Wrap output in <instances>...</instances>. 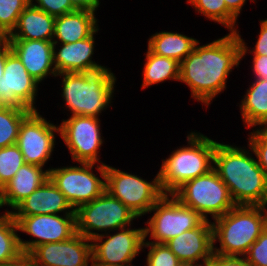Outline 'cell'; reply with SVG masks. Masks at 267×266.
<instances>
[{"instance_id":"obj_1","label":"cell","mask_w":267,"mask_h":266,"mask_svg":"<svg viewBox=\"0 0 267 266\" xmlns=\"http://www.w3.org/2000/svg\"><path fill=\"white\" fill-rule=\"evenodd\" d=\"M200 44L199 40L180 63L179 82L190 88L192 100L208 108L226 90L229 74L239 67L242 45L235 32Z\"/></svg>"},{"instance_id":"obj_2","label":"cell","mask_w":267,"mask_h":266,"mask_svg":"<svg viewBox=\"0 0 267 266\" xmlns=\"http://www.w3.org/2000/svg\"><path fill=\"white\" fill-rule=\"evenodd\" d=\"M235 205L267 207V175L252 148L217 142L214 166Z\"/></svg>"},{"instance_id":"obj_3","label":"cell","mask_w":267,"mask_h":266,"mask_svg":"<svg viewBox=\"0 0 267 266\" xmlns=\"http://www.w3.org/2000/svg\"><path fill=\"white\" fill-rule=\"evenodd\" d=\"M56 77L61 79V97L64 110L71 115L99 118L107 108L111 109L114 98L117 77L111 68L101 66L96 69L58 73Z\"/></svg>"},{"instance_id":"obj_4","label":"cell","mask_w":267,"mask_h":266,"mask_svg":"<svg viewBox=\"0 0 267 266\" xmlns=\"http://www.w3.org/2000/svg\"><path fill=\"white\" fill-rule=\"evenodd\" d=\"M187 145L180 146L162 159L159 168L160 187L164 194H173L185 182L208 173L214 166L218 141L197 132H188Z\"/></svg>"},{"instance_id":"obj_5","label":"cell","mask_w":267,"mask_h":266,"mask_svg":"<svg viewBox=\"0 0 267 266\" xmlns=\"http://www.w3.org/2000/svg\"><path fill=\"white\" fill-rule=\"evenodd\" d=\"M213 253L244 256L267 227L266 206L236 205L212 221ZM219 243L215 246L216 243Z\"/></svg>"},{"instance_id":"obj_6","label":"cell","mask_w":267,"mask_h":266,"mask_svg":"<svg viewBox=\"0 0 267 266\" xmlns=\"http://www.w3.org/2000/svg\"><path fill=\"white\" fill-rule=\"evenodd\" d=\"M71 163L74 165L51 167L49 179L64 194L73 209L77 210L81 205L91 202L105 191L106 165Z\"/></svg>"},{"instance_id":"obj_7","label":"cell","mask_w":267,"mask_h":266,"mask_svg":"<svg viewBox=\"0 0 267 266\" xmlns=\"http://www.w3.org/2000/svg\"><path fill=\"white\" fill-rule=\"evenodd\" d=\"M172 195L208 221L223 216L236 206L227 186L214 168L185 182Z\"/></svg>"},{"instance_id":"obj_8","label":"cell","mask_w":267,"mask_h":266,"mask_svg":"<svg viewBox=\"0 0 267 266\" xmlns=\"http://www.w3.org/2000/svg\"><path fill=\"white\" fill-rule=\"evenodd\" d=\"M151 213L144 222L147 242L166 244L184 231L199 227L205 221L198 212L182 204L172 194H164L149 210L148 214Z\"/></svg>"},{"instance_id":"obj_9","label":"cell","mask_w":267,"mask_h":266,"mask_svg":"<svg viewBox=\"0 0 267 266\" xmlns=\"http://www.w3.org/2000/svg\"><path fill=\"white\" fill-rule=\"evenodd\" d=\"M75 212L77 233L89 240L131 226L133 221L139 219L106 190L96 199L81 205Z\"/></svg>"},{"instance_id":"obj_10","label":"cell","mask_w":267,"mask_h":266,"mask_svg":"<svg viewBox=\"0 0 267 266\" xmlns=\"http://www.w3.org/2000/svg\"><path fill=\"white\" fill-rule=\"evenodd\" d=\"M147 181L134 173L106 164L105 190L120 200L138 218L146 216L149 210L164 195L160 187L159 173Z\"/></svg>"},{"instance_id":"obj_11","label":"cell","mask_w":267,"mask_h":266,"mask_svg":"<svg viewBox=\"0 0 267 266\" xmlns=\"http://www.w3.org/2000/svg\"><path fill=\"white\" fill-rule=\"evenodd\" d=\"M61 121L59 136L73 162L106 165L100 158V150L105 142L100 118L79 115L68 116Z\"/></svg>"},{"instance_id":"obj_12","label":"cell","mask_w":267,"mask_h":266,"mask_svg":"<svg viewBox=\"0 0 267 266\" xmlns=\"http://www.w3.org/2000/svg\"><path fill=\"white\" fill-rule=\"evenodd\" d=\"M32 111L21 123L16 145L19 147L25 163L45 167L55 151L56 137L59 136V124L52 123L40 114ZM58 134V135H57Z\"/></svg>"},{"instance_id":"obj_13","label":"cell","mask_w":267,"mask_h":266,"mask_svg":"<svg viewBox=\"0 0 267 266\" xmlns=\"http://www.w3.org/2000/svg\"><path fill=\"white\" fill-rule=\"evenodd\" d=\"M13 218L19 234L22 232L32 238L23 240L19 237L23 253H29L41 244L68 240L77 233L76 214H43Z\"/></svg>"},{"instance_id":"obj_14","label":"cell","mask_w":267,"mask_h":266,"mask_svg":"<svg viewBox=\"0 0 267 266\" xmlns=\"http://www.w3.org/2000/svg\"><path fill=\"white\" fill-rule=\"evenodd\" d=\"M128 226L95 237L92 241V258L113 266H135L133 260L141 254L145 239L144 226Z\"/></svg>"},{"instance_id":"obj_15","label":"cell","mask_w":267,"mask_h":266,"mask_svg":"<svg viewBox=\"0 0 267 266\" xmlns=\"http://www.w3.org/2000/svg\"><path fill=\"white\" fill-rule=\"evenodd\" d=\"M41 85L27 72L18 56L11 51L0 79V105L40 111L36 102Z\"/></svg>"},{"instance_id":"obj_16","label":"cell","mask_w":267,"mask_h":266,"mask_svg":"<svg viewBox=\"0 0 267 266\" xmlns=\"http://www.w3.org/2000/svg\"><path fill=\"white\" fill-rule=\"evenodd\" d=\"M28 254L36 266H89L92 241L76 233L62 242L38 245Z\"/></svg>"},{"instance_id":"obj_17","label":"cell","mask_w":267,"mask_h":266,"mask_svg":"<svg viewBox=\"0 0 267 266\" xmlns=\"http://www.w3.org/2000/svg\"><path fill=\"white\" fill-rule=\"evenodd\" d=\"M166 244L180 262L208 266L213 254L212 222L205 220L199 227L184 231Z\"/></svg>"},{"instance_id":"obj_18","label":"cell","mask_w":267,"mask_h":266,"mask_svg":"<svg viewBox=\"0 0 267 266\" xmlns=\"http://www.w3.org/2000/svg\"><path fill=\"white\" fill-rule=\"evenodd\" d=\"M100 26L87 38L72 43H53V64L58 73L88 71L103 66L95 62L96 37Z\"/></svg>"},{"instance_id":"obj_19","label":"cell","mask_w":267,"mask_h":266,"mask_svg":"<svg viewBox=\"0 0 267 266\" xmlns=\"http://www.w3.org/2000/svg\"><path fill=\"white\" fill-rule=\"evenodd\" d=\"M12 51L18 56L27 72L39 83L47 77L56 78L53 64V41L8 40Z\"/></svg>"},{"instance_id":"obj_20","label":"cell","mask_w":267,"mask_h":266,"mask_svg":"<svg viewBox=\"0 0 267 266\" xmlns=\"http://www.w3.org/2000/svg\"><path fill=\"white\" fill-rule=\"evenodd\" d=\"M12 216L76 214L64 194L48 179L12 211Z\"/></svg>"},{"instance_id":"obj_21","label":"cell","mask_w":267,"mask_h":266,"mask_svg":"<svg viewBox=\"0 0 267 266\" xmlns=\"http://www.w3.org/2000/svg\"><path fill=\"white\" fill-rule=\"evenodd\" d=\"M24 163L15 176L0 190V209L11 212L21 201L49 179V170Z\"/></svg>"},{"instance_id":"obj_22","label":"cell","mask_w":267,"mask_h":266,"mask_svg":"<svg viewBox=\"0 0 267 266\" xmlns=\"http://www.w3.org/2000/svg\"><path fill=\"white\" fill-rule=\"evenodd\" d=\"M55 19L56 17L29 4L6 39L53 41Z\"/></svg>"},{"instance_id":"obj_23","label":"cell","mask_w":267,"mask_h":266,"mask_svg":"<svg viewBox=\"0 0 267 266\" xmlns=\"http://www.w3.org/2000/svg\"><path fill=\"white\" fill-rule=\"evenodd\" d=\"M97 13L76 10L55 19L53 43H72L89 37L98 27Z\"/></svg>"},{"instance_id":"obj_24","label":"cell","mask_w":267,"mask_h":266,"mask_svg":"<svg viewBox=\"0 0 267 266\" xmlns=\"http://www.w3.org/2000/svg\"><path fill=\"white\" fill-rule=\"evenodd\" d=\"M239 104L244 127L267 126V79L254 78Z\"/></svg>"},{"instance_id":"obj_25","label":"cell","mask_w":267,"mask_h":266,"mask_svg":"<svg viewBox=\"0 0 267 266\" xmlns=\"http://www.w3.org/2000/svg\"><path fill=\"white\" fill-rule=\"evenodd\" d=\"M147 41V48L152 53L181 63L199 40L182 32L164 30L152 34Z\"/></svg>"},{"instance_id":"obj_26","label":"cell","mask_w":267,"mask_h":266,"mask_svg":"<svg viewBox=\"0 0 267 266\" xmlns=\"http://www.w3.org/2000/svg\"><path fill=\"white\" fill-rule=\"evenodd\" d=\"M145 55V63L142 71L141 89H147L155 84L166 81H178L180 77V63L169 57H162L152 53L148 48Z\"/></svg>"},{"instance_id":"obj_27","label":"cell","mask_w":267,"mask_h":266,"mask_svg":"<svg viewBox=\"0 0 267 266\" xmlns=\"http://www.w3.org/2000/svg\"><path fill=\"white\" fill-rule=\"evenodd\" d=\"M187 5L195 9L210 22L218 23L227 28L229 32H237L239 28L238 19L227 9L224 0H186Z\"/></svg>"},{"instance_id":"obj_28","label":"cell","mask_w":267,"mask_h":266,"mask_svg":"<svg viewBox=\"0 0 267 266\" xmlns=\"http://www.w3.org/2000/svg\"><path fill=\"white\" fill-rule=\"evenodd\" d=\"M17 223L11 212L0 213V265L15 260L22 253Z\"/></svg>"},{"instance_id":"obj_29","label":"cell","mask_w":267,"mask_h":266,"mask_svg":"<svg viewBox=\"0 0 267 266\" xmlns=\"http://www.w3.org/2000/svg\"><path fill=\"white\" fill-rule=\"evenodd\" d=\"M31 112L27 108L0 105V148L16 144L20 125Z\"/></svg>"},{"instance_id":"obj_30","label":"cell","mask_w":267,"mask_h":266,"mask_svg":"<svg viewBox=\"0 0 267 266\" xmlns=\"http://www.w3.org/2000/svg\"><path fill=\"white\" fill-rule=\"evenodd\" d=\"M24 163L23 155L16 144L0 148V190L15 176Z\"/></svg>"},{"instance_id":"obj_31","label":"cell","mask_w":267,"mask_h":266,"mask_svg":"<svg viewBox=\"0 0 267 266\" xmlns=\"http://www.w3.org/2000/svg\"><path fill=\"white\" fill-rule=\"evenodd\" d=\"M30 0H0V35L6 38L15 28L18 17Z\"/></svg>"},{"instance_id":"obj_32","label":"cell","mask_w":267,"mask_h":266,"mask_svg":"<svg viewBox=\"0 0 267 266\" xmlns=\"http://www.w3.org/2000/svg\"><path fill=\"white\" fill-rule=\"evenodd\" d=\"M145 266H178L181 262L170 250L167 244L147 242L144 239L142 252L146 251Z\"/></svg>"},{"instance_id":"obj_33","label":"cell","mask_w":267,"mask_h":266,"mask_svg":"<svg viewBox=\"0 0 267 266\" xmlns=\"http://www.w3.org/2000/svg\"><path fill=\"white\" fill-rule=\"evenodd\" d=\"M248 132L247 143L252 148L258 165L267 175V126L251 129Z\"/></svg>"},{"instance_id":"obj_34","label":"cell","mask_w":267,"mask_h":266,"mask_svg":"<svg viewBox=\"0 0 267 266\" xmlns=\"http://www.w3.org/2000/svg\"><path fill=\"white\" fill-rule=\"evenodd\" d=\"M260 31L257 35L256 43L253 44L254 47H249L245 42V39L242 38L241 32L238 30L236 32L239 41L242 45V60L247 56L249 53L252 55H266L267 56V18L259 20ZM249 48V49H248ZM251 49V50H250ZM247 54V55H246Z\"/></svg>"},{"instance_id":"obj_35","label":"cell","mask_w":267,"mask_h":266,"mask_svg":"<svg viewBox=\"0 0 267 266\" xmlns=\"http://www.w3.org/2000/svg\"><path fill=\"white\" fill-rule=\"evenodd\" d=\"M251 266H267V227L244 255Z\"/></svg>"},{"instance_id":"obj_36","label":"cell","mask_w":267,"mask_h":266,"mask_svg":"<svg viewBox=\"0 0 267 266\" xmlns=\"http://www.w3.org/2000/svg\"><path fill=\"white\" fill-rule=\"evenodd\" d=\"M30 4L54 17L76 11L70 0H30Z\"/></svg>"},{"instance_id":"obj_37","label":"cell","mask_w":267,"mask_h":266,"mask_svg":"<svg viewBox=\"0 0 267 266\" xmlns=\"http://www.w3.org/2000/svg\"><path fill=\"white\" fill-rule=\"evenodd\" d=\"M208 266H251L244 256H223L216 253L208 263Z\"/></svg>"},{"instance_id":"obj_38","label":"cell","mask_w":267,"mask_h":266,"mask_svg":"<svg viewBox=\"0 0 267 266\" xmlns=\"http://www.w3.org/2000/svg\"><path fill=\"white\" fill-rule=\"evenodd\" d=\"M251 71L252 77L256 79H267V56L266 55H253L252 56Z\"/></svg>"},{"instance_id":"obj_39","label":"cell","mask_w":267,"mask_h":266,"mask_svg":"<svg viewBox=\"0 0 267 266\" xmlns=\"http://www.w3.org/2000/svg\"><path fill=\"white\" fill-rule=\"evenodd\" d=\"M76 10H87L97 12L101 6L100 0H70Z\"/></svg>"},{"instance_id":"obj_40","label":"cell","mask_w":267,"mask_h":266,"mask_svg":"<svg viewBox=\"0 0 267 266\" xmlns=\"http://www.w3.org/2000/svg\"><path fill=\"white\" fill-rule=\"evenodd\" d=\"M227 9L238 19L247 0H224ZM256 4L257 0H250Z\"/></svg>"},{"instance_id":"obj_41","label":"cell","mask_w":267,"mask_h":266,"mask_svg":"<svg viewBox=\"0 0 267 266\" xmlns=\"http://www.w3.org/2000/svg\"><path fill=\"white\" fill-rule=\"evenodd\" d=\"M12 51L11 46L6 38L0 39V79L3 77L5 61L7 55Z\"/></svg>"},{"instance_id":"obj_42","label":"cell","mask_w":267,"mask_h":266,"mask_svg":"<svg viewBox=\"0 0 267 266\" xmlns=\"http://www.w3.org/2000/svg\"><path fill=\"white\" fill-rule=\"evenodd\" d=\"M0 266H36L28 253H22L15 260L6 262Z\"/></svg>"},{"instance_id":"obj_43","label":"cell","mask_w":267,"mask_h":266,"mask_svg":"<svg viewBox=\"0 0 267 266\" xmlns=\"http://www.w3.org/2000/svg\"><path fill=\"white\" fill-rule=\"evenodd\" d=\"M89 266H113V265H106V264H103V263H99V262H96L93 258L91 259V262L89 264Z\"/></svg>"},{"instance_id":"obj_44","label":"cell","mask_w":267,"mask_h":266,"mask_svg":"<svg viewBox=\"0 0 267 266\" xmlns=\"http://www.w3.org/2000/svg\"><path fill=\"white\" fill-rule=\"evenodd\" d=\"M178 266H199L198 264H193V263H184L181 262Z\"/></svg>"}]
</instances>
